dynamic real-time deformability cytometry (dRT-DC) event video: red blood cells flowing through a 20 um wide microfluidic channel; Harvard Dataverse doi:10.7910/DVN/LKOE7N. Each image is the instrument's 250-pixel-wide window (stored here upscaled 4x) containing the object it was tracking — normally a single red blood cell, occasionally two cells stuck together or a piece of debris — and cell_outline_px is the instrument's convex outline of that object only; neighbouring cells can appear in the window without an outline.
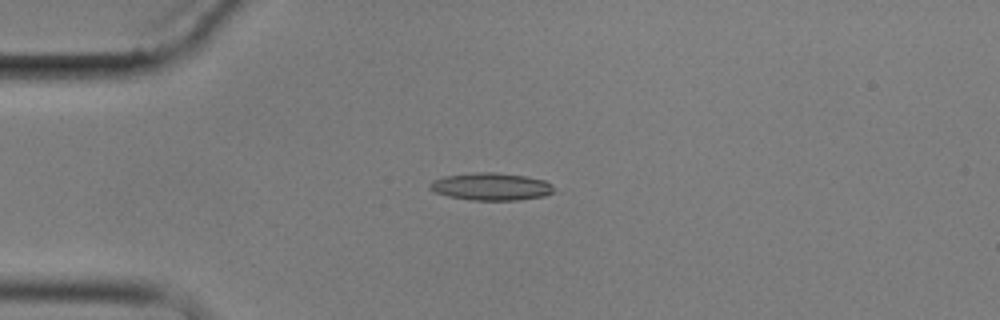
{"species": "common noctule bat (a hibernating species)", "species_latin": "Nyctalus noctula", "temperature_condition": "cold", "stored_images_in_passage": 5, "camera_frame_rate_fps": 3000, "um_per_image_px": 0.085, "animal": {"sex": "male", "body_mass_g": 17.9}, "frame": {"image": 1, "passage_image": 2, "time_ms": 2.0, "image_size_px": [1000, 320], "cell_outline_px": [[552, 192], [544, 196], [516, 200], [472, 200], [448, 196], [436, 192], [428, 188], [428, 184], [432, 180], [444, 176], [480, 172], [496, 172], [524, 176], [544, 180], [552, 184]], "centroid_in_image_um": [41.7, 15.86], "position_along_channel_um": 43.3, "area_um2": 19.71}}
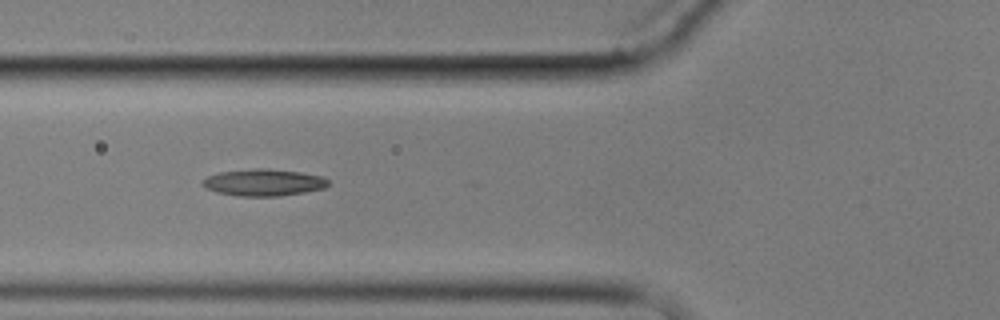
{"frame": {"image": 2, "passage_image": 4, "time_ms": 4.333, "image_size_px": [1000, 320], "cell_outline_px": [[328, 184], [324, 188], [304, 192], [280, 196], [240, 196], [216, 192], [204, 188], [200, 184], [208, 176], [220, 172], [256, 168], [268, 168], [300, 172], [320, 176], [328, 180]], "centroid_in_image_um": [22.37, 15.51], "position_along_channel_um": 103.4, "area_um2": 19.59}}
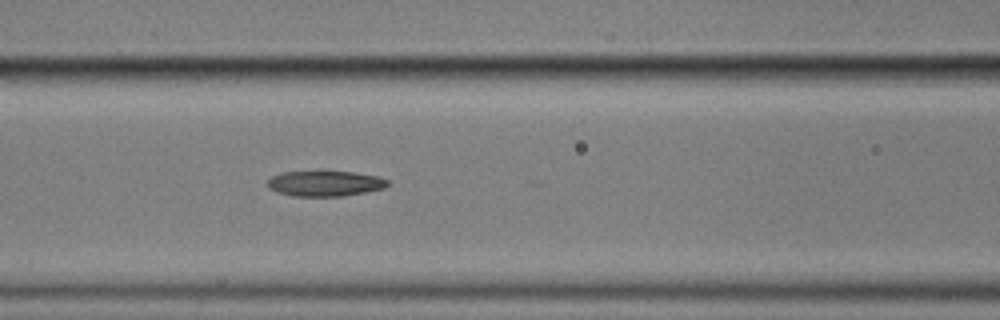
{"frame": {"image": 3, "passage_image": 5, "time_ms": 5.333, "image_size_px": [1000, 320], "cell_outline_px": [[388, 184], [384, 188], [344, 196], [292, 196], [276, 192], [268, 188], [268, 180], [272, 176], [280, 172], [316, 168], [324, 168], [380, 176], [388, 180]], "centroid_in_image_um": [27.57, 15.53], "position_along_channel_um": 139.0, "area_um2": 18.9}}